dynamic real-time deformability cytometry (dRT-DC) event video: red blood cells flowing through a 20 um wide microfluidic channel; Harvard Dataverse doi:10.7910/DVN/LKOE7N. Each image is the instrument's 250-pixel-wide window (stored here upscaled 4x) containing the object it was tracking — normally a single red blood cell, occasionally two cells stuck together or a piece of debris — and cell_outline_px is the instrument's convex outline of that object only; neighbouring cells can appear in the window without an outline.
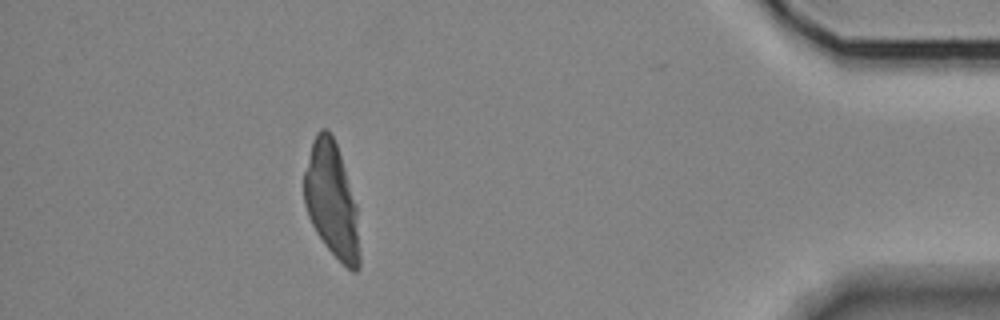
{"species": "Egyptian fruit bat (a non-hibernating species)", "species_latin": "Rousettus aegyptiacus", "temperature_condition": "room temperature", "stored_images_in_passage": 41, "camera_frame_rate_fps": 3000, "um_per_image_px": 0.085, "animal": {"sex": "female"}, "frame": {"image": 1, "passage_image": 35, "time_ms": 11.333, "image_size_px": [1000, 320], "cell_outline_px": [[360, 268], [356, 272], [352, 272], [324, 244], [316, 232], [308, 216], [304, 204], [304, 172], [312, 140], [316, 132], [320, 128], [328, 128], [336, 144], [356, 204], [360, 252]], "centroid_in_image_um": [28.18, 17.03], "position_along_channel_um": 407.0, "area_um2": 36.93}}